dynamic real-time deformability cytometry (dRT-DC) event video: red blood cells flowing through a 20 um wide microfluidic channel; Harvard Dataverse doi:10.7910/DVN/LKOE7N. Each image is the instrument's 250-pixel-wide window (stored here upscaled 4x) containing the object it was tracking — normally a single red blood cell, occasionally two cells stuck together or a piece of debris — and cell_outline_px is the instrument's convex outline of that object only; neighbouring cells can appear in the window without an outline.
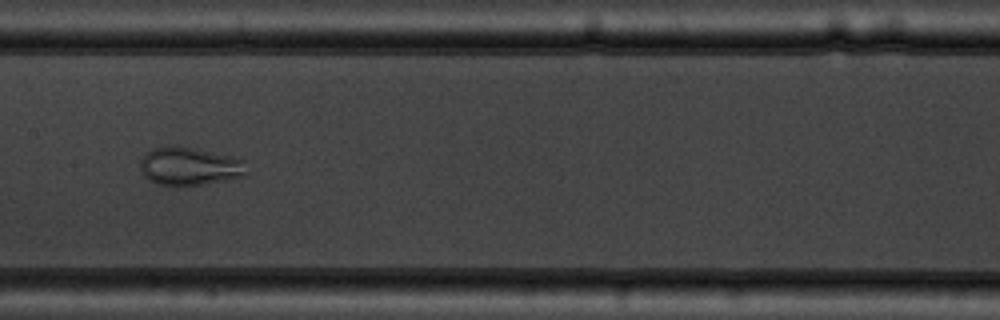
{"species": "common noctule bat (a hibernating species)", "species_latin": "Nyctalus noctula", "temperature_condition": "warm", "stored_images_in_passage": 9, "camera_frame_rate_fps": 3000, "um_per_image_px": 0.085, "animal": {"sex": "male", "body_mass_g": 19.5, "forearm_length_mm": 54.6}, "frame": {"image": 1, "passage_image": 7, "time_ms": 7.667, "image_size_px": [1000, 320], "cell_outline_px": [[248, 172], [244, 176], [228, 180], [200, 184], [156, 184], [148, 180], [144, 176], [140, 168], [140, 160], [152, 148], [172, 144], [176, 144], [196, 148], [232, 156], [244, 160]], "centroid_in_image_um": [16.12, 14.1], "position_along_channel_um": 191.3, "area_um2": 23.81}}
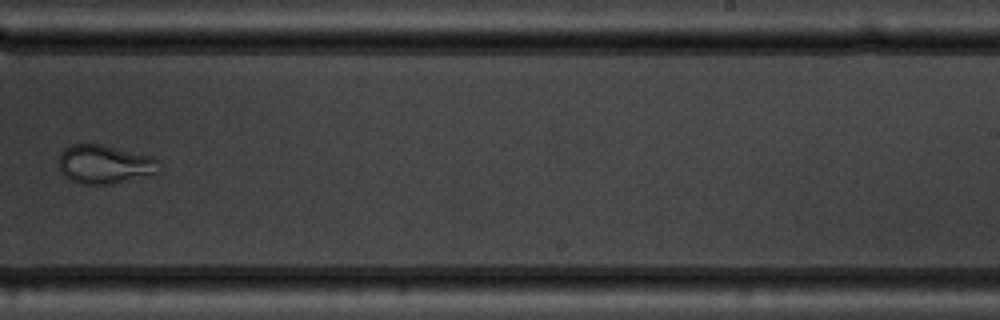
{"frame": {"image": 2, "passage_image": 9, "time_ms": 10.0, "image_size_px": [1000, 320], "cell_outline_px": [[160, 172], [152, 176], [112, 184], [80, 184], [64, 176], [60, 172], [60, 152], [64, 148], [72, 144], [100, 144], [152, 156], [156, 160]], "centroid_in_image_um": [8.91, 13.98], "position_along_channel_um": 280.1, "area_um2": 22.83}}